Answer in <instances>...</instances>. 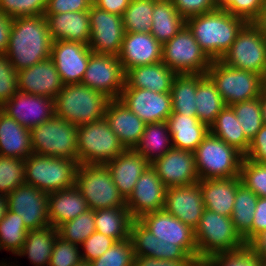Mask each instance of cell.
<instances>
[{
	"mask_svg": "<svg viewBox=\"0 0 266 266\" xmlns=\"http://www.w3.org/2000/svg\"><path fill=\"white\" fill-rule=\"evenodd\" d=\"M210 133L245 155L250 141L246 138L241 124L231 106H225L209 127Z\"/></svg>",
	"mask_w": 266,
	"mask_h": 266,
	"instance_id": "38",
	"label": "cell"
},
{
	"mask_svg": "<svg viewBox=\"0 0 266 266\" xmlns=\"http://www.w3.org/2000/svg\"><path fill=\"white\" fill-rule=\"evenodd\" d=\"M266 38V2L262 8L259 17L253 22Z\"/></svg>",
	"mask_w": 266,
	"mask_h": 266,
	"instance_id": "64",
	"label": "cell"
},
{
	"mask_svg": "<svg viewBox=\"0 0 266 266\" xmlns=\"http://www.w3.org/2000/svg\"><path fill=\"white\" fill-rule=\"evenodd\" d=\"M232 0H215L217 9H224Z\"/></svg>",
	"mask_w": 266,
	"mask_h": 266,
	"instance_id": "67",
	"label": "cell"
},
{
	"mask_svg": "<svg viewBox=\"0 0 266 266\" xmlns=\"http://www.w3.org/2000/svg\"><path fill=\"white\" fill-rule=\"evenodd\" d=\"M244 158L259 164H266V125L257 132L250 141V145Z\"/></svg>",
	"mask_w": 266,
	"mask_h": 266,
	"instance_id": "57",
	"label": "cell"
},
{
	"mask_svg": "<svg viewBox=\"0 0 266 266\" xmlns=\"http://www.w3.org/2000/svg\"><path fill=\"white\" fill-rule=\"evenodd\" d=\"M77 149L79 164H106L120 155L125 147L103 117L78 126Z\"/></svg>",
	"mask_w": 266,
	"mask_h": 266,
	"instance_id": "8",
	"label": "cell"
},
{
	"mask_svg": "<svg viewBox=\"0 0 266 266\" xmlns=\"http://www.w3.org/2000/svg\"><path fill=\"white\" fill-rule=\"evenodd\" d=\"M166 122L172 147L176 149L194 152L210 132L209 127L201 123L197 116L171 114Z\"/></svg>",
	"mask_w": 266,
	"mask_h": 266,
	"instance_id": "32",
	"label": "cell"
},
{
	"mask_svg": "<svg viewBox=\"0 0 266 266\" xmlns=\"http://www.w3.org/2000/svg\"><path fill=\"white\" fill-rule=\"evenodd\" d=\"M238 122L243 128L246 138L251 141L262 128L263 119L260 97L232 104Z\"/></svg>",
	"mask_w": 266,
	"mask_h": 266,
	"instance_id": "44",
	"label": "cell"
},
{
	"mask_svg": "<svg viewBox=\"0 0 266 266\" xmlns=\"http://www.w3.org/2000/svg\"><path fill=\"white\" fill-rule=\"evenodd\" d=\"M12 18L0 11V54L7 52Z\"/></svg>",
	"mask_w": 266,
	"mask_h": 266,
	"instance_id": "62",
	"label": "cell"
},
{
	"mask_svg": "<svg viewBox=\"0 0 266 266\" xmlns=\"http://www.w3.org/2000/svg\"><path fill=\"white\" fill-rule=\"evenodd\" d=\"M157 259L165 260H194L180 246L170 245L166 241H159L157 247Z\"/></svg>",
	"mask_w": 266,
	"mask_h": 266,
	"instance_id": "58",
	"label": "cell"
},
{
	"mask_svg": "<svg viewBox=\"0 0 266 266\" xmlns=\"http://www.w3.org/2000/svg\"><path fill=\"white\" fill-rule=\"evenodd\" d=\"M53 41L66 40L87 44L90 41L89 11L44 15Z\"/></svg>",
	"mask_w": 266,
	"mask_h": 266,
	"instance_id": "27",
	"label": "cell"
},
{
	"mask_svg": "<svg viewBox=\"0 0 266 266\" xmlns=\"http://www.w3.org/2000/svg\"><path fill=\"white\" fill-rule=\"evenodd\" d=\"M8 211L7 196L0 194V221L5 217Z\"/></svg>",
	"mask_w": 266,
	"mask_h": 266,
	"instance_id": "66",
	"label": "cell"
},
{
	"mask_svg": "<svg viewBox=\"0 0 266 266\" xmlns=\"http://www.w3.org/2000/svg\"><path fill=\"white\" fill-rule=\"evenodd\" d=\"M197 74H177L170 91L172 114L197 116Z\"/></svg>",
	"mask_w": 266,
	"mask_h": 266,
	"instance_id": "40",
	"label": "cell"
},
{
	"mask_svg": "<svg viewBox=\"0 0 266 266\" xmlns=\"http://www.w3.org/2000/svg\"><path fill=\"white\" fill-rule=\"evenodd\" d=\"M154 4L155 0H131L122 15L124 31L130 33L150 32L153 25Z\"/></svg>",
	"mask_w": 266,
	"mask_h": 266,
	"instance_id": "41",
	"label": "cell"
},
{
	"mask_svg": "<svg viewBox=\"0 0 266 266\" xmlns=\"http://www.w3.org/2000/svg\"><path fill=\"white\" fill-rule=\"evenodd\" d=\"M1 109L20 125L31 129L53 117L54 99L18 91Z\"/></svg>",
	"mask_w": 266,
	"mask_h": 266,
	"instance_id": "21",
	"label": "cell"
},
{
	"mask_svg": "<svg viewBox=\"0 0 266 266\" xmlns=\"http://www.w3.org/2000/svg\"><path fill=\"white\" fill-rule=\"evenodd\" d=\"M18 91L17 70L6 54H0V108Z\"/></svg>",
	"mask_w": 266,
	"mask_h": 266,
	"instance_id": "52",
	"label": "cell"
},
{
	"mask_svg": "<svg viewBox=\"0 0 266 266\" xmlns=\"http://www.w3.org/2000/svg\"><path fill=\"white\" fill-rule=\"evenodd\" d=\"M266 230V198L258 197L252 222V239Z\"/></svg>",
	"mask_w": 266,
	"mask_h": 266,
	"instance_id": "60",
	"label": "cell"
},
{
	"mask_svg": "<svg viewBox=\"0 0 266 266\" xmlns=\"http://www.w3.org/2000/svg\"><path fill=\"white\" fill-rule=\"evenodd\" d=\"M133 243L130 238L117 241L102 256L90 262L91 266H134Z\"/></svg>",
	"mask_w": 266,
	"mask_h": 266,
	"instance_id": "47",
	"label": "cell"
},
{
	"mask_svg": "<svg viewBox=\"0 0 266 266\" xmlns=\"http://www.w3.org/2000/svg\"><path fill=\"white\" fill-rule=\"evenodd\" d=\"M57 236V228L51 225L28 230L24 244L15 256H27L35 266H48Z\"/></svg>",
	"mask_w": 266,
	"mask_h": 266,
	"instance_id": "33",
	"label": "cell"
},
{
	"mask_svg": "<svg viewBox=\"0 0 266 266\" xmlns=\"http://www.w3.org/2000/svg\"><path fill=\"white\" fill-rule=\"evenodd\" d=\"M25 183L24 159L0 155V194L7 196Z\"/></svg>",
	"mask_w": 266,
	"mask_h": 266,
	"instance_id": "46",
	"label": "cell"
},
{
	"mask_svg": "<svg viewBox=\"0 0 266 266\" xmlns=\"http://www.w3.org/2000/svg\"><path fill=\"white\" fill-rule=\"evenodd\" d=\"M7 202L8 211L21 216L28 230L42 229L50 225L46 192L25 183L7 195Z\"/></svg>",
	"mask_w": 266,
	"mask_h": 266,
	"instance_id": "16",
	"label": "cell"
},
{
	"mask_svg": "<svg viewBox=\"0 0 266 266\" xmlns=\"http://www.w3.org/2000/svg\"><path fill=\"white\" fill-rule=\"evenodd\" d=\"M177 11L186 20L189 17L217 9L215 0H172Z\"/></svg>",
	"mask_w": 266,
	"mask_h": 266,
	"instance_id": "55",
	"label": "cell"
},
{
	"mask_svg": "<svg viewBox=\"0 0 266 266\" xmlns=\"http://www.w3.org/2000/svg\"><path fill=\"white\" fill-rule=\"evenodd\" d=\"M260 106L262 111L263 124L266 125V87H264L260 95Z\"/></svg>",
	"mask_w": 266,
	"mask_h": 266,
	"instance_id": "65",
	"label": "cell"
},
{
	"mask_svg": "<svg viewBox=\"0 0 266 266\" xmlns=\"http://www.w3.org/2000/svg\"><path fill=\"white\" fill-rule=\"evenodd\" d=\"M117 241L102 233L95 231L81 245V258L92 262L110 249Z\"/></svg>",
	"mask_w": 266,
	"mask_h": 266,
	"instance_id": "53",
	"label": "cell"
},
{
	"mask_svg": "<svg viewBox=\"0 0 266 266\" xmlns=\"http://www.w3.org/2000/svg\"><path fill=\"white\" fill-rule=\"evenodd\" d=\"M150 165L167 188L188 186L200 181L193 151L172 147Z\"/></svg>",
	"mask_w": 266,
	"mask_h": 266,
	"instance_id": "18",
	"label": "cell"
},
{
	"mask_svg": "<svg viewBox=\"0 0 266 266\" xmlns=\"http://www.w3.org/2000/svg\"><path fill=\"white\" fill-rule=\"evenodd\" d=\"M109 98L82 84H66L54 98L55 116L75 126L102 119Z\"/></svg>",
	"mask_w": 266,
	"mask_h": 266,
	"instance_id": "3",
	"label": "cell"
},
{
	"mask_svg": "<svg viewBox=\"0 0 266 266\" xmlns=\"http://www.w3.org/2000/svg\"><path fill=\"white\" fill-rule=\"evenodd\" d=\"M118 59L124 72L137 66L159 63L162 60V44L150 32H125Z\"/></svg>",
	"mask_w": 266,
	"mask_h": 266,
	"instance_id": "24",
	"label": "cell"
},
{
	"mask_svg": "<svg viewBox=\"0 0 266 266\" xmlns=\"http://www.w3.org/2000/svg\"><path fill=\"white\" fill-rule=\"evenodd\" d=\"M207 266H264V261L248 245L211 255L204 261Z\"/></svg>",
	"mask_w": 266,
	"mask_h": 266,
	"instance_id": "45",
	"label": "cell"
},
{
	"mask_svg": "<svg viewBox=\"0 0 266 266\" xmlns=\"http://www.w3.org/2000/svg\"><path fill=\"white\" fill-rule=\"evenodd\" d=\"M206 74L214 82L226 106L260 97L265 79L253 72L232 68L212 60Z\"/></svg>",
	"mask_w": 266,
	"mask_h": 266,
	"instance_id": "7",
	"label": "cell"
},
{
	"mask_svg": "<svg viewBox=\"0 0 266 266\" xmlns=\"http://www.w3.org/2000/svg\"><path fill=\"white\" fill-rule=\"evenodd\" d=\"M75 266H91L89 261L86 260H81L78 264H76Z\"/></svg>",
	"mask_w": 266,
	"mask_h": 266,
	"instance_id": "68",
	"label": "cell"
},
{
	"mask_svg": "<svg viewBox=\"0 0 266 266\" xmlns=\"http://www.w3.org/2000/svg\"><path fill=\"white\" fill-rule=\"evenodd\" d=\"M89 210L86 200L74 185L48 194V216L50 225H59L73 220Z\"/></svg>",
	"mask_w": 266,
	"mask_h": 266,
	"instance_id": "31",
	"label": "cell"
},
{
	"mask_svg": "<svg viewBox=\"0 0 266 266\" xmlns=\"http://www.w3.org/2000/svg\"><path fill=\"white\" fill-rule=\"evenodd\" d=\"M28 229L17 213L7 211L5 217L0 221V251L12 252L16 255L22 248L26 239Z\"/></svg>",
	"mask_w": 266,
	"mask_h": 266,
	"instance_id": "42",
	"label": "cell"
},
{
	"mask_svg": "<svg viewBox=\"0 0 266 266\" xmlns=\"http://www.w3.org/2000/svg\"><path fill=\"white\" fill-rule=\"evenodd\" d=\"M32 153L30 129L0 108V155L25 160Z\"/></svg>",
	"mask_w": 266,
	"mask_h": 266,
	"instance_id": "30",
	"label": "cell"
},
{
	"mask_svg": "<svg viewBox=\"0 0 266 266\" xmlns=\"http://www.w3.org/2000/svg\"><path fill=\"white\" fill-rule=\"evenodd\" d=\"M172 148L167 122L146 124L144 132L134 148L149 164L161 158Z\"/></svg>",
	"mask_w": 266,
	"mask_h": 266,
	"instance_id": "36",
	"label": "cell"
},
{
	"mask_svg": "<svg viewBox=\"0 0 266 266\" xmlns=\"http://www.w3.org/2000/svg\"><path fill=\"white\" fill-rule=\"evenodd\" d=\"M163 209L195 230L205 209L199 182L167 188Z\"/></svg>",
	"mask_w": 266,
	"mask_h": 266,
	"instance_id": "22",
	"label": "cell"
},
{
	"mask_svg": "<svg viewBox=\"0 0 266 266\" xmlns=\"http://www.w3.org/2000/svg\"><path fill=\"white\" fill-rule=\"evenodd\" d=\"M133 221L127 207L95 210V230L116 241L130 238Z\"/></svg>",
	"mask_w": 266,
	"mask_h": 266,
	"instance_id": "37",
	"label": "cell"
},
{
	"mask_svg": "<svg viewBox=\"0 0 266 266\" xmlns=\"http://www.w3.org/2000/svg\"><path fill=\"white\" fill-rule=\"evenodd\" d=\"M220 61L266 79V38L253 22H247Z\"/></svg>",
	"mask_w": 266,
	"mask_h": 266,
	"instance_id": "11",
	"label": "cell"
},
{
	"mask_svg": "<svg viewBox=\"0 0 266 266\" xmlns=\"http://www.w3.org/2000/svg\"><path fill=\"white\" fill-rule=\"evenodd\" d=\"M24 161L26 184L47 194L75 185L77 160L32 153Z\"/></svg>",
	"mask_w": 266,
	"mask_h": 266,
	"instance_id": "5",
	"label": "cell"
},
{
	"mask_svg": "<svg viewBox=\"0 0 266 266\" xmlns=\"http://www.w3.org/2000/svg\"><path fill=\"white\" fill-rule=\"evenodd\" d=\"M159 240L180 246L198 263L195 230L164 209L147 213L138 219Z\"/></svg>",
	"mask_w": 266,
	"mask_h": 266,
	"instance_id": "14",
	"label": "cell"
},
{
	"mask_svg": "<svg viewBox=\"0 0 266 266\" xmlns=\"http://www.w3.org/2000/svg\"><path fill=\"white\" fill-rule=\"evenodd\" d=\"M130 237L135 257L157 258V247L160 240L139 220L132 222Z\"/></svg>",
	"mask_w": 266,
	"mask_h": 266,
	"instance_id": "48",
	"label": "cell"
},
{
	"mask_svg": "<svg viewBox=\"0 0 266 266\" xmlns=\"http://www.w3.org/2000/svg\"><path fill=\"white\" fill-rule=\"evenodd\" d=\"M89 8L90 4L86 0H47L44 15L89 11Z\"/></svg>",
	"mask_w": 266,
	"mask_h": 266,
	"instance_id": "56",
	"label": "cell"
},
{
	"mask_svg": "<svg viewBox=\"0 0 266 266\" xmlns=\"http://www.w3.org/2000/svg\"><path fill=\"white\" fill-rule=\"evenodd\" d=\"M257 201L258 196L252 190L242 183L238 186L231 219L245 244L252 240V222Z\"/></svg>",
	"mask_w": 266,
	"mask_h": 266,
	"instance_id": "39",
	"label": "cell"
},
{
	"mask_svg": "<svg viewBox=\"0 0 266 266\" xmlns=\"http://www.w3.org/2000/svg\"><path fill=\"white\" fill-rule=\"evenodd\" d=\"M240 176L200 180L199 186L205 209L231 217Z\"/></svg>",
	"mask_w": 266,
	"mask_h": 266,
	"instance_id": "28",
	"label": "cell"
},
{
	"mask_svg": "<svg viewBox=\"0 0 266 266\" xmlns=\"http://www.w3.org/2000/svg\"><path fill=\"white\" fill-rule=\"evenodd\" d=\"M119 100L146 124L164 122L172 114L170 92L123 88Z\"/></svg>",
	"mask_w": 266,
	"mask_h": 266,
	"instance_id": "17",
	"label": "cell"
},
{
	"mask_svg": "<svg viewBox=\"0 0 266 266\" xmlns=\"http://www.w3.org/2000/svg\"><path fill=\"white\" fill-rule=\"evenodd\" d=\"M47 0H0V11L9 18L44 15Z\"/></svg>",
	"mask_w": 266,
	"mask_h": 266,
	"instance_id": "50",
	"label": "cell"
},
{
	"mask_svg": "<svg viewBox=\"0 0 266 266\" xmlns=\"http://www.w3.org/2000/svg\"><path fill=\"white\" fill-rule=\"evenodd\" d=\"M150 34L162 45L171 40L186 20L177 11L172 0H155Z\"/></svg>",
	"mask_w": 266,
	"mask_h": 266,
	"instance_id": "34",
	"label": "cell"
},
{
	"mask_svg": "<svg viewBox=\"0 0 266 266\" xmlns=\"http://www.w3.org/2000/svg\"><path fill=\"white\" fill-rule=\"evenodd\" d=\"M200 180L240 176L244 155L210 132L194 151Z\"/></svg>",
	"mask_w": 266,
	"mask_h": 266,
	"instance_id": "4",
	"label": "cell"
},
{
	"mask_svg": "<svg viewBox=\"0 0 266 266\" xmlns=\"http://www.w3.org/2000/svg\"><path fill=\"white\" fill-rule=\"evenodd\" d=\"M246 23L244 19L224 9H215L186 19V25L211 60L223 57Z\"/></svg>",
	"mask_w": 266,
	"mask_h": 266,
	"instance_id": "2",
	"label": "cell"
},
{
	"mask_svg": "<svg viewBox=\"0 0 266 266\" xmlns=\"http://www.w3.org/2000/svg\"><path fill=\"white\" fill-rule=\"evenodd\" d=\"M118 191L125 200L132 194L136 182L150 166L134 149H125L120 155L105 164Z\"/></svg>",
	"mask_w": 266,
	"mask_h": 266,
	"instance_id": "26",
	"label": "cell"
},
{
	"mask_svg": "<svg viewBox=\"0 0 266 266\" xmlns=\"http://www.w3.org/2000/svg\"><path fill=\"white\" fill-rule=\"evenodd\" d=\"M92 51L87 44L53 41L51 59L64 85L81 83Z\"/></svg>",
	"mask_w": 266,
	"mask_h": 266,
	"instance_id": "20",
	"label": "cell"
},
{
	"mask_svg": "<svg viewBox=\"0 0 266 266\" xmlns=\"http://www.w3.org/2000/svg\"><path fill=\"white\" fill-rule=\"evenodd\" d=\"M30 132L33 153L77 160L78 126L54 115Z\"/></svg>",
	"mask_w": 266,
	"mask_h": 266,
	"instance_id": "10",
	"label": "cell"
},
{
	"mask_svg": "<svg viewBox=\"0 0 266 266\" xmlns=\"http://www.w3.org/2000/svg\"><path fill=\"white\" fill-rule=\"evenodd\" d=\"M177 73L164 63L137 66L125 72L124 88L147 89L157 93L171 91Z\"/></svg>",
	"mask_w": 266,
	"mask_h": 266,
	"instance_id": "29",
	"label": "cell"
},
{
	"mask_svg": "<svg viewBox=\"0 0 266 266\" xmlns=\"http://www.w3.org/2000/svg\"><path fill=\"white\" fill-rule=\"evenodd\" d=\"M167 187L151 165L142 173L132 194L126 200V207L134 220L143 215L162 210L165 205Z\"/></svg>",
	"mask_w": 266,
	"mask_h": 266,
	"instance_id": "19",
	"label": "cell"
},
{
	"mask_svg": "<svg viewBox=\"0 0 266 266\" xmlns=\"http://www.w3.org/2000/svg\"><path fill=\"white\" fill-rule=\"evenodd\" d=\"M81 260L80 246L57 236L48 266H75Z\"/></svg>",
	"mask_w": 266,
	"mask_h": 266,
	"instance_id": "51",
	"label": "cell"
},
{
	"mask_svg": "<svg viewBox=\"0 0 266 266\" xmlns=\"http://www.w3.org/2000/svg\"><path fill=\"white\" fill-rule=\"evenodd\" d=\"M95 211L89 209L57 227L58 236L80 246L95 230Z\"/></svg>",
	"mask_w": 266,
	"mask_h": 266,
	"instance_id": "43",
	"label": "cell"
},
{
	"mask_svg": "<svg viewBox=\"0 0 266 266\" xmlns=\"http://www.w3.org/2000/svg\"><path fill=\"white\" fill-rule=\"evenodd\" d=\"M161 62L177 74H206L212 60L201 49L188 26L184 25L162 45Z\"/></svg>",
	"mask_w": 266,
	"mask_h": 266,
	"instance_id": "12",
	"label": "cell"
},
{
	"mask_svg": "<svg viewBox=\"0 0 266 266\" xmlns=\"http://www.w3.org/2000/svg\"><path fill=\"white\" fill-rule=\"evenodd\" d=\"M195 260H165L154 257H135L134 266H197Z\"/></svg>",
	"mask_w": 266,
	"mask_h": 266,
	"instance_id": "59",
	"label": "cell"
},
{
	"mask_svg": "<svg viewBox=\"0 0 266 266\" xmlns=\"http://www.w3.org/2000/svg\"><path fill=\"white\" fill-rule=\"evenodd\" d=\"M81 83L110 100L119 99L125 85V72L118 56L92 52Z\"/></svg>",
	"mask_w": 266,
	"mask_h": 266,
	"instance_id": "13",
	"label": "cell"
},
{
	"mask_svg": "<svg viewBox=\"0 0 266 266\" xmlns=\"http://www.w3.org/2000/svg\"><path fill=\"white\" fill-rule=\"evenodd\" d=\"M89 4H90V6L91 5H96V3L99 1V0H86Z\"/></svg>",
	"mask_w": 266,
	"mask_h": 266,
	"instance_id": "69",
	"label": "cell"
},
{
	"mask_svg": "<svg viewBox=\"0 0 266 266\" xmlns=\"http://www.w3.org/2000/svg\"><path fill=\"white\" fill-rule=\"evenodd\" d=\"M75 186L93 211L126 207V200L118 191L105 164H79Z\"/></svg>",
	"mask_w": 266,
	"mask_h": 266,
	"instance_id": "9",
	"label": "cell"
},
{
	"mask_svg": "<svg viewBox=\"0 0 266 266\" xmlns=\"http://www.w3.org/2000/svg\"><path fill=\"white\" fill-rule=\"evenodd\" d=\"M131 0H99L95 6L109 13L122 16Z\"/></svg>",
	"mask_w": 266,
	"mask_h": 266,
	"instance_id": "61",
	"label": "cell"
},
{
	"mask_svg": "<svg viewBox=\"0 0 266 266\" xmlns=\"http://www.w3.org/2000/svg\"><path fill=\"white\" fill-rule=\"evenodd\" d=\"M52 43L44 15L16 17L5 54L18 72L49 59Z\"/></svg>",
	"mask_w": 266,
	"mask_h": 266,
	"instance_id": "1",
	"label": "cell"
},
{
	"mask_svg": "<svg viewBox=\"0 0 266 266\" xmlns=\"http://www.w3.org/2000/svg\"><path fill=\"white\" fill-rule=\"evenodd\" d=\"M248 245L266 262V230L255 236Z\"/></svg>",
	"mask_w": 266,
	"mask_h": 266,
	"instance_id": "63",
	"label": "cell"
},
{
	"mask_svg": "<svg viewBox=\"0 0 266 266\" xmlns=\"http://www.w3.org/2000/svg\"><path fill=\"white\" fill-rule=\"evenodd\" d=\"M90 41L93 53L118 56L125 34L122 16L91 5L89 8Z\"/></svg>",
	"mask_w": 266,
	"mask_h": 266,
	"instance_id": "15",
	"label": "cell"
},
{
	"mask_svg": "<svg viewBox=\"0 0 266 266\" xmlns=\"http://www.w3.org/2000/svg\"><path fill=\"white\" fill-rule=\"evenodd\" d=\"M198 249V263L211 255L242 247L245 242L235 230L231 217L204 209L198 226L195 228Z\"/></svg>",
	"mask_w": 266,
	"mask_h": 266,
	"instance_id": "6",
	"label": "cell"
},
{
	"mask_svg": "<svg viewBox=\"0 0 266 266\" xmlns=\"http://www.w3.org/2000/svg\"><path fill=\"white\" fill-rule=\"evenodd\" d=\"M242 184L258 197L266 198V164H259L244 158L240 169Z\"/></svg>",
	"mask_w": 266,
	"mask_h": 266,
	"instance_id": "49",
	"label": "cell"
},
{
	"mask_svg": "<svg viewBox=\"0 0 266 266\" xmlns=\"http://www.w3.org/2000/svg\"><path fill=\"white\" fill-rule=\"evenodd\" d=\"M197 266H207L204 262H199Z\"/></svg>",
	"mask_w": 266,
	"mask_h": 266,
	"instance_id": "70",
	"label": "cell"
},
{
	"mask_svg": "<svg viewBox=\"0 0 266 266\" xmlns=\"http://www.w3.org/2000/svg\"><path fill=\"white\" fill-rule=\"evenodd\" d=\"M104 118L125 149L136 147L146 126L144 121L119 99L109 100Z\"/></svg>",
	"mask_w": 266,
	"mask_h": 266,
	"instance_id": "25",
	"label": "cell"
},
{
	"mask_svg": "<svg viewBox=\"0 0 266 266\" xmlns=\"http://www.w3.org/2000/svg\"><path fill=\"white\" fill-rule=\"evenodd\" d=\"M19 91L54 99L64 84L51 58L17 72Z\"/></svg>",
	"mask_w": 266,
	"mask_h": 266,
	"instance_id": "23",
	"label": "cell"
},
{
	"mask_svg": "<svg viewBox=\"0 0 266 266\" xmlns=\"http://www.w3.org/2000/svg\"><path fill=\"white\" fill-rule=\"evenodd\" d=\"M265 2L266 0H232L224 10L246 22H254L259 17Z\"/></svg>",
	"mask_w": 266,
	"mask_h": 266,
	"instance_id": "54",
	"label": "cell"
},
{
	"mask_svg": "<svg viewBox=\"0 0 266 266\" xmlns=\"http://www.w3.org/2000/svg\"><path fill=\"white\" fill-rule=\"evenodd\" d=\"M196 113L199 121L210 127L226 106L207 74H197Z\"/></svg>",
	"mask_w": 266,
	"mask_h": 266,
	"instance_id": "35",
	"label": "cell"
}]
</instances>
